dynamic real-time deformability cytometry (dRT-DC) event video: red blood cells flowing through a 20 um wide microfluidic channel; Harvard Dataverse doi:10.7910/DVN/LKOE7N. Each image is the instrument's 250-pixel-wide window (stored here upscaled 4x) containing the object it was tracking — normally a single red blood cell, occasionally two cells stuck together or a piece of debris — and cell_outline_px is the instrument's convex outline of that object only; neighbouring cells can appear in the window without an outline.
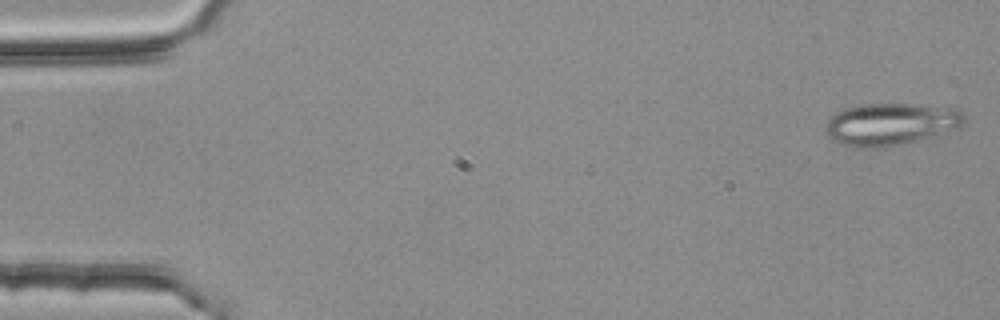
{"species": "common noctule bat (a hibernating species)", "species_latin": "Nyctalus noctula", "temperature_condition": "room temperature", "stored_images_in_passage": 14, "camera_frame_rate_fps": 3000, "um_per_image_px": 0.085, "animal": {"sex": "female", "body_mass_g": 25.1}, "frame": {"image": 1, "passage_image": 1, "time_ms": 0.0, "image_size_px": [1000, 320], "cell_outline_px": [[964, 124], [956, 128], [928, 136], [896, 144], [876, 148], [860, 148], [844, 144], [836, 140], [824, 128], [824, 124], [836, 112], [848, 108], [864, 104], [912, 104], [956, 108], [964, 112]], "centroid_in_image_um": [75.71, 10.52], "position_along_channel_um": 9.3, "area_um2": 33.12}}